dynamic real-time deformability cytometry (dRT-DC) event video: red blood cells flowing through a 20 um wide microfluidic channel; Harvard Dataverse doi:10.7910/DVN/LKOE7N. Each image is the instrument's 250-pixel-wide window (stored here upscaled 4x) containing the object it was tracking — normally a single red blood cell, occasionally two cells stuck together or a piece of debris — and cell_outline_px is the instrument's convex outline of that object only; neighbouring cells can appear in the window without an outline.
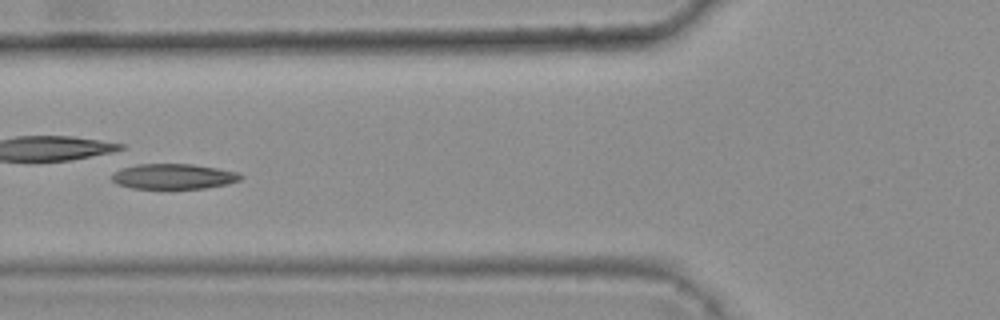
{"species": "common noctule bat (a hibernating species)", "species_latin": "Nyctalus noctula", "temperature_condition": "warm", "stored_images_in_passage": 8, "camera_frame_rate_fps": 3000, "um_per_image_px": 0.085, "animal": {"sex": "female", "body_mass_g": 25.1}, "frame": {"image": 1, "passage_image": 5, "time_ms": 1.333, "image_size_px": [1000, 320], "cell_outline_px": [[244, 176], [240, 180], [228, 184], [204, 188], [132, 188], [116, 184], [112, 180], [112, 176], [120, 168], [136, 164], [192, 164], [216, 168], [236, 172]], "centroid_in_image_um": [14.74, 14.99], "position_along_channel_um": 111.1, "area_um2": 18.84}}